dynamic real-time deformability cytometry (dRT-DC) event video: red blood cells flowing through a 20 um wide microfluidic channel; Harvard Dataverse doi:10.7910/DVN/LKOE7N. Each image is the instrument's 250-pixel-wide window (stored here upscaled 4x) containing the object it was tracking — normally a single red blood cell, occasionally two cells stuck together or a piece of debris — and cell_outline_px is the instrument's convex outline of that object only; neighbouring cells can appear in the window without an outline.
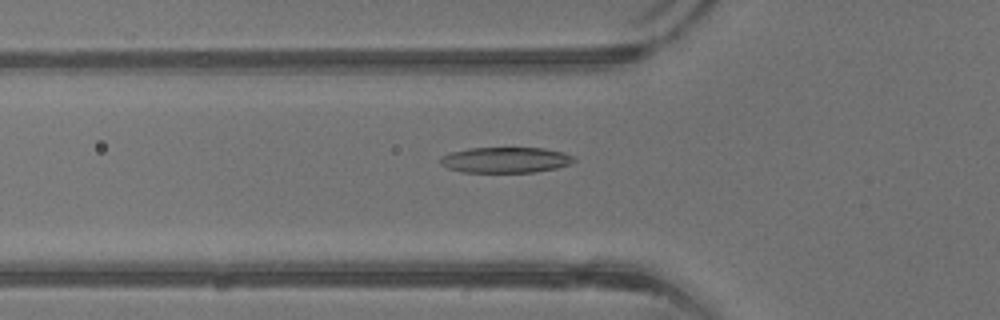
{"species": "common noctule bat (a hibernating species)", "species_latin": "Nyctalus noctula", "temperature_condition": "warm", "stored_images_in_passage": 42, "camera_frame_rate_fps": 3000, "um_per_image_px": 0.085, "animal": {"sex": "male", "body_mass_g": 13.3}, "frame": {"image": 1, "passage_image": 15, "time_ms": 4.667, "image_size_px": [1000, 320], "cell_outline_px": [[576, 160], [568, 164], [556, 168], [536, 172], [460, 172], [448, 168], [440, 164], [440, 156], [448, 152], [468, 148], [544, 148], [564, 152], [576, 156]], "centroid_in_image_um": [42.95, 13.59], "position_along_channel_um": 82.8, "area_um2": 20.23}}
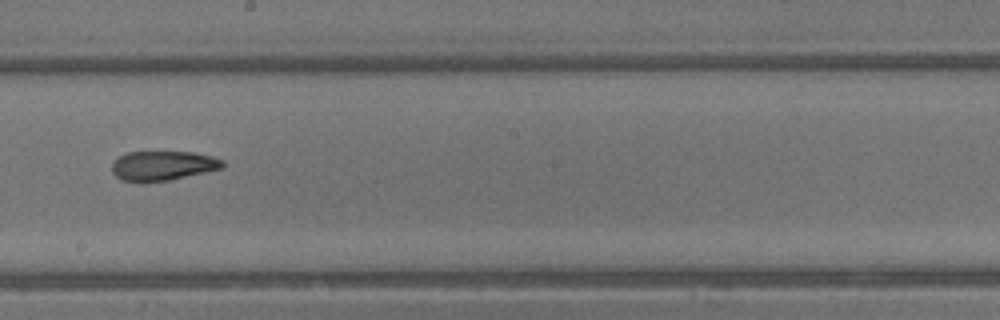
{"frame": {"image": 2, "passage_image": 24, "time_ms": 7.667, "image_size_px": [1000, 320], "cell_outline_px": [[224, 168], [168, 180], [120, 180], [112, 172], [112, 164], [120, 156], [128, 152], [192, 152], [212, 156], [224, 160]], "centroid_in_image_um": [13.89, 14.06], "position_along_channel_um": 234.3, "area_um2": 18.61}}
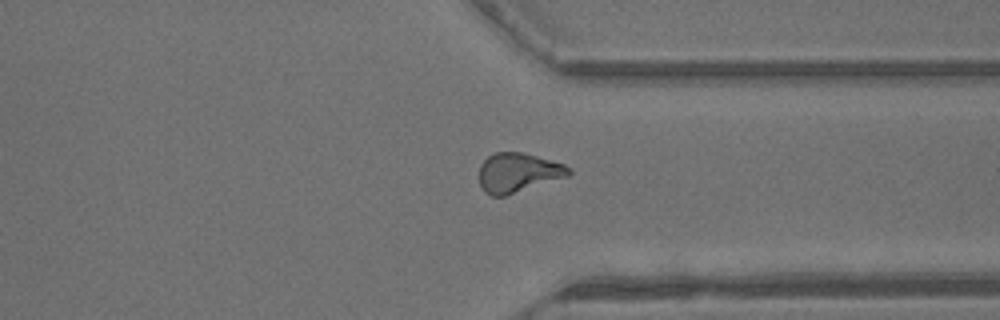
{"frame": {"image": 3, "passage_image": 32, "time_ms": 10.333, "image_size_px": [1000, 320], "cell_outline_px": [[572, 172], [568, 176], [504, 196], [492, 196], [484, 192], [480, 184], [480, 164], [488, 156], [496, 152], [520, 152], [536, 156], [564, 164], [572, 168]], "centroid_in_image_um": [44.03, 14.67], "position_along_channel_um": 367.4, "area_um2": 20.4}}